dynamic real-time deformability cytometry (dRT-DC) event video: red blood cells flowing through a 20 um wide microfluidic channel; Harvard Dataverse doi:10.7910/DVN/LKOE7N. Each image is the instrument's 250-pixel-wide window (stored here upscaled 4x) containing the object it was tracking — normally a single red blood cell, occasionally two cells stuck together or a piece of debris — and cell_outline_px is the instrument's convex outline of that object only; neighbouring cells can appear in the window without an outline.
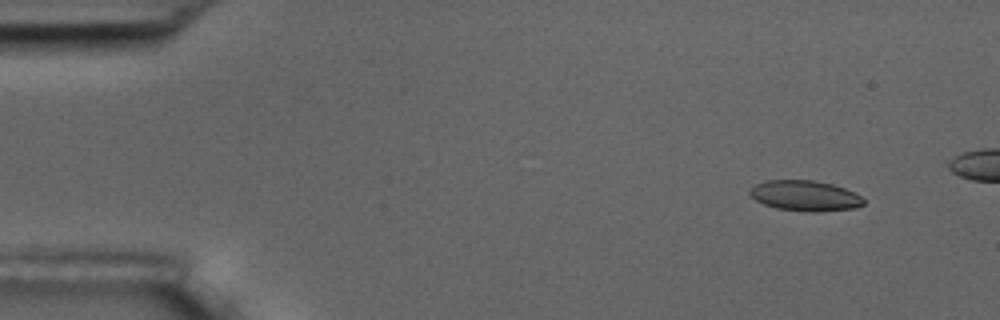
{"species": "common noctule bat (a hibernating species)", "species_latin": "Nyctalus noctula", "temperature_condition": "room temperature", "stored_images_in_passage": 5, "camera_frame_rate_fps": 3000, "um_per_image_px": 0.085, "animal": {"sex": "male", "body_mass_g": 17.5, "forearm_length_mm": 52.3}, "frame": {"image": 1, "passage_image": 2, "time_ms": 1.333, "image_size_px": [1000, 320], "cell_outline_px": [[864, 204], [856, 208], [816, 212], [812, 212], [776, 208], [764, 204], [756, 200], [748, 192], [756, 184], [764, 180], [812, 180], [832, 184], [844, 188], [860, 196], [864, 200]], "centroid_in_image_um": [68.42, 16.64], "position_along_channel_um": 16.6, "area_um2": 20.06}}